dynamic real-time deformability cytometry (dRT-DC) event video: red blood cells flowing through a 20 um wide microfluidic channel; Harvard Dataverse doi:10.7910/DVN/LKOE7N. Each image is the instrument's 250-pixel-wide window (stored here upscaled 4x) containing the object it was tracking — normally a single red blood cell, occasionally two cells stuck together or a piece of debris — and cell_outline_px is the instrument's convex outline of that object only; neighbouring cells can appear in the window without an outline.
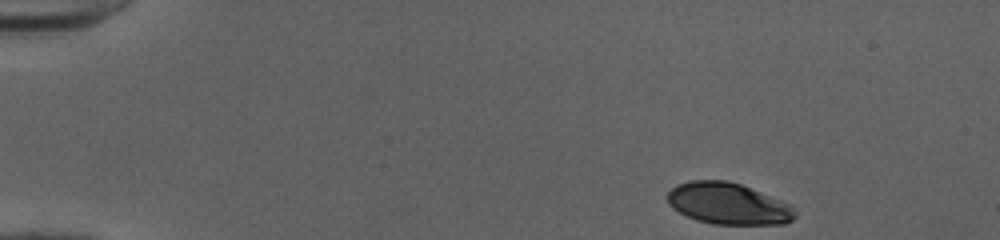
{"species": "human", "species_latin": "Homo sapiens", "temperature_condition": "cold", "stored_images_in_passage": 46, "camera_frame_rate_fps": 3000, "um_per_image_px": 0.085, "donor": {"sex": "female"}, "frame": {"image": 1, "passage_image": 1, "time_ms": 0.0, "image_size_px": [1000, 240], "cell_outline_px": [[796, 216], [792, 220], [784, 224], [712, 224], [696, 220], [672, 208], [668, 204], [668, 192], [676, 184], [688, 180], [728, 180], [740, 184], [792, 204], [796, 212]], "centroid_in_image_um": [61.9, 17.3], "position_along_channel_um": 23.1, "area_um2": 31.04}}
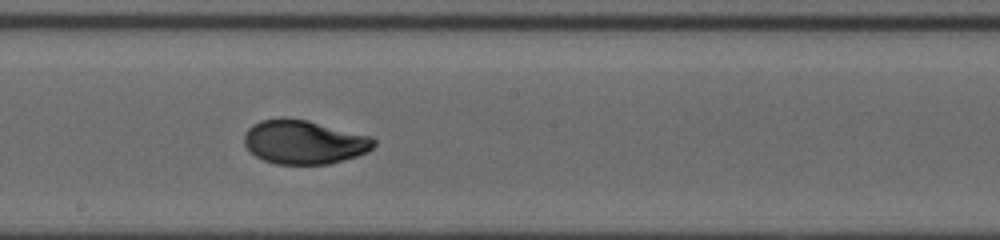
{"frame": {"image": 2, "passage_image": 24, "time_ms": 7.667, "image_size_px": [1000, 240], "cell_outline_px": [[376, 144], [368, 152], [356, 156], [328, 164], [276, 164], [264, 160], [248, 152], [244, 144], [244, 132], [252, 124], [260, 120], [308, 120], [372, 136], [376, 140]], "centroid_in_image_um": [25.85, 12.09], "position_along_channel_um": 222.3, "area_um2": 33.0}}
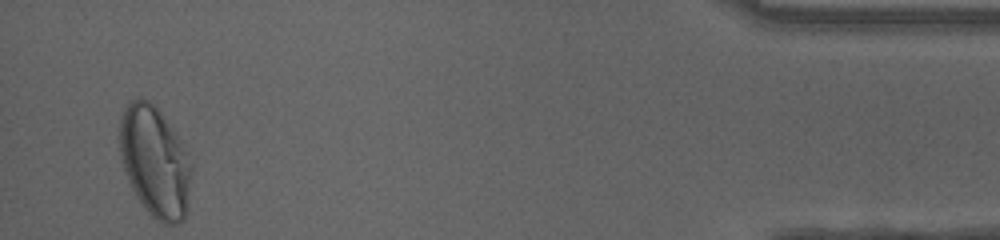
{"frame": {"image": 3, "passage_image": 44, "time_ms": 14.333, "image_size_px": [1000, 240], "cell_outline_px": [[192, 164], [184, 220], [176, 224], [164, 224], [156, 220], [144, 208], [136, 196], [128, 180], [120, 156], [120, 116], [124, 108], [132, 100], [140, 96], [156, 104], [176, 136]], "centroid_in_image_um": [13.13, 13.72], "position_along_channel_um": 422.1, "area_um2": 45.84}, "authors_computed_cell_mechanics": {"area_um2": 33.1194, "velocity_mm_per_s": 4.0082, "shape_relaxation_time_tau1_ms": 6.6229, "shape_relaxation_time_tau2_ms": 0.7844, "deformation_change_tau1": 0.2074, "deformation_change_tau2": 0.0437}}